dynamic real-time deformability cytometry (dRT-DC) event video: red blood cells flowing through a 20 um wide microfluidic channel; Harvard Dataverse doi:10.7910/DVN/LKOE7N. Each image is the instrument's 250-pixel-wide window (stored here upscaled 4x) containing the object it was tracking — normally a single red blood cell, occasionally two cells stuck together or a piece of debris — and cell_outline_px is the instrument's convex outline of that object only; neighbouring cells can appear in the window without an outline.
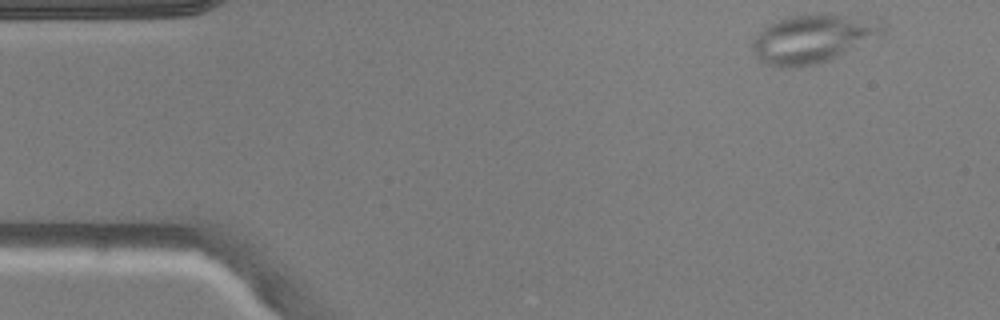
{"species": "common noctule bat (a hibernating species)", "species_latin": "Nyctalus noctula", "temperature_condition": "warm", "stored_images_in_passage": 3, "camera_frame_rate_fps": 3000, "um_per_image_px": 0.085, "animal": {"sex": "male", "body_mass_g": 20.5, "forearm_length_mm": 52.5}, "frame": {"image": 1, "passage_image": 1, "time_ms": 0.0, "image_size_px": [1000, 320], "cell_outline_px": [[888, 28], [880, 36], [828, 60], [816, 64], [792, 68], [776, 68], [760, 60], [756, 56], [752, 48], [752, 40], [764, 28], [776, 20], [788, 16], [816, 12], [820, 12], [884, 20], [888, 24]], "centroid_in_image_um": [69.14, 3.25], "position_along_channel_um": 15.9, "area_um2": 37.34}}